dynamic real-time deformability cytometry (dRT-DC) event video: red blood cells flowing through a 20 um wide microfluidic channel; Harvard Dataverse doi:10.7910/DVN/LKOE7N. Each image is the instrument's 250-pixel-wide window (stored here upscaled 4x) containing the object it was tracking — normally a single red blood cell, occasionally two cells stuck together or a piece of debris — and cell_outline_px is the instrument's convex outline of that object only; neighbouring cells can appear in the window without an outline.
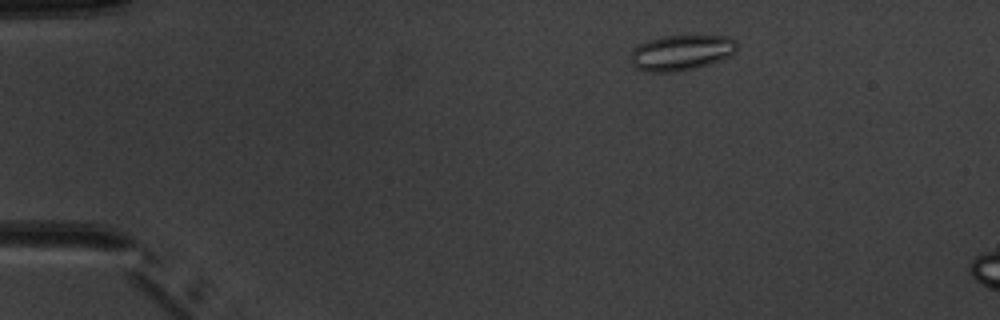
{"species": "common noctule bat (a hibernating species)", "species_latin": "Nyctalus noctula", "temperature_condition": "warm", "stored_images_in_passage": 3, "camera_frame_rate_fps": 3000, "um_per_image_px": 0.085, "animal": {"sex": "male", "body_mass_g": 20.1, "forearm_length_mm": 53.5}, "frame": {"image": 1, "passage_image": 1, "time_ms": 0.0, "image_size_px": [1000, 320], "cell_outline_px": [[736, 52], [732, 56], [696, 68], [676, 72], [644, 72], [636, 68], [632, 64], [628, 56], [632, 48], [648, 40], [660, 36], [728, 36], [736, 40]], "centroid_in_image_um": [57.87, 4.48], "position_along_channel_um": 27.1, "area_um2": 22.37}}